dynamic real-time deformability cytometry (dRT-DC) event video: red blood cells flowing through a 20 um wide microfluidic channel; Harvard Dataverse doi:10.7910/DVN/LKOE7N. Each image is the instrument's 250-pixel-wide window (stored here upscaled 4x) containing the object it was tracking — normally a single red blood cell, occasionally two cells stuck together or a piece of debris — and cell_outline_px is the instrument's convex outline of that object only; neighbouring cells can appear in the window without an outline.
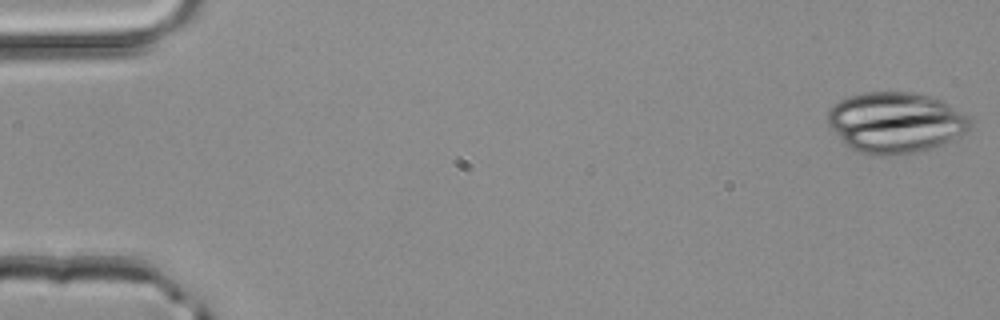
{"species": "common noctule bat (a hibernating species)", "species_latin": "Nyctalus noctula", "temperature_condition": "room temperature", "stored_images_in_passage": 49, "camera_frame_rate_fps": 3000, "um_per_image_px": 0.085, "animal": {"sex": "male", "body_mass_g": 20.4}, "frame": {"image": 1, "passage_image": 1, "time_ms": 0.0, "image_size_px": [1000, 320], "cell_outline_px": [[972, 124], [968, 132], [952, 140], [928, 148], [912, 152], [892, 156], [880, 156], [860, 152], [844, 144], [828, 124], [828, 108], [832, 104], [848, 96], [864, 92], [912, 92], [928, 96], [940, 100], [964, 112], [972, 120]], "centroid_in_image_um": [76.11, 10.4], "position_along_channel_um": 8.9, "area_um2": 50.52}}
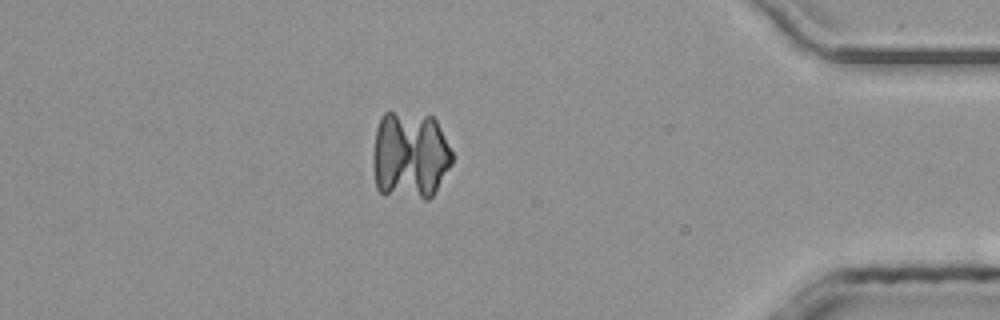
{"frame": {"image": 2, "passage_image": 43, "time_ms": 14.0, "image_size_px": [1000, 320], "cell_outline_px": [[452, 164], [432, 196], [428, 200], [424, 200], [384, 196], [376, 188], [372, 168], [372, 152], [376, 128], [380, 116], [384, 112], [392, 112], [432, 116], [436, 120], [452, 152]], "centroid_in_image_um": [34.8, 13.25], "position_along_channel_um": 400.4, "area_um2": 41.56}}